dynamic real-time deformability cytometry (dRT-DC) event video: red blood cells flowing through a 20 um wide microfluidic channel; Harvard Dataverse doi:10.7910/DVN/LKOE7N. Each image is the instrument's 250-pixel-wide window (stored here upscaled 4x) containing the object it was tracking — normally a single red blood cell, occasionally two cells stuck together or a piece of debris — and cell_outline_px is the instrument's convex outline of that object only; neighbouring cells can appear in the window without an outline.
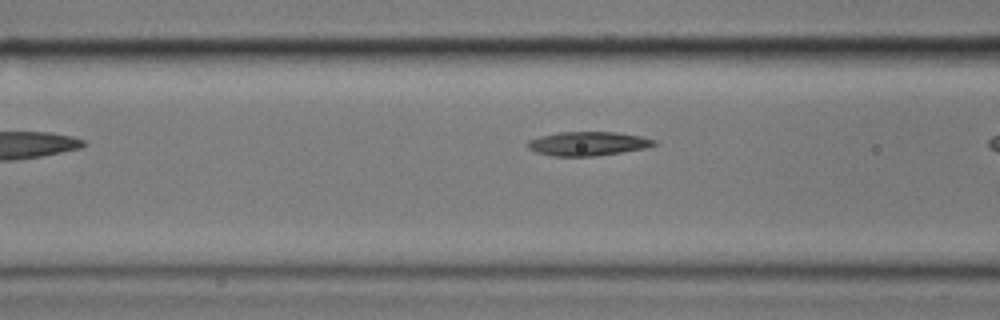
{"species": "common noctule bat (a hibernating species)", "species_latin": "Nyctalus noctula", "temperature_condition": "cold", "stored_images_in_passage": 6, "camera_frame_rate_fps": 3000, "um_per_image_px": 0.085, "animal": {"sex": "male", "body_mass_g": 17.9}, "frame": {"image": 1, "passage_image": 5, "time_ms": 1.333, "image_size_px": [1000, 320], "cell_outline_px": [[656, 144], [648, 148], [592, 156], [552, 156], [536, 152], [528, 148], [524, 144], [528, 140], [540, 136], [560, 132], [616, 132], [640, 136], [656, 140]], "centroid_in_image_um": [49.94, 12.21], "position_along_channel_um": 116.7, "area_um2": 17.69}}